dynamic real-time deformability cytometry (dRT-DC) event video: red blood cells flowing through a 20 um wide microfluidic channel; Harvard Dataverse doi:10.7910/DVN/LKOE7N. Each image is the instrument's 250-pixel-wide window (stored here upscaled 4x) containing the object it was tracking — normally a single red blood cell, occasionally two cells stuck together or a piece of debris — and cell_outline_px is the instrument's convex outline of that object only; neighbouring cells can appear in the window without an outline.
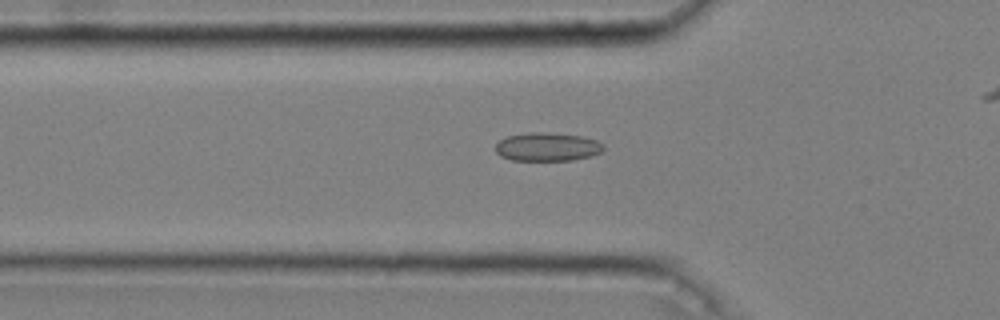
{"species": "common noctule bat (a hibernating species)", "species_latin": "Nyctalus noctula", "temperature_condition": "cold", "stored_images_in_passage": 44, "camera_frame_rate_fps": 3000, "um_per_image_px": 0.085, "animal": {"sex": "male", "body_mass_g": 20.4}, "frame": {"image": 1, "passage_image": 17, "time_ms": 5.333, "image_size_px": [1000, 320], "cell_outline_px": [[604, 148], [600, 152], [592, 156], [572, 160], [512, 160], [500, 156], [496, 152], [496, 144], [500, 140], [508, 136], [528, 132], [548, 132], [584, 136], [596, 140], [604, 144]], "centroid_in_image_um": [46.54, 12.47], "position_along_channel_um": 79.3, "area_um2": 18.03}}
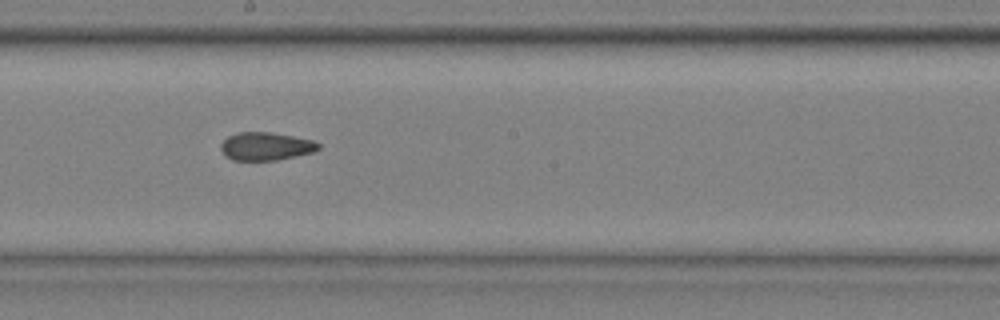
{"frame": {"image": 2, "passage_image": 29, "time_ms": 9.333, "image_size_px": [1000, 320], "cell_outline_px": [[320, 148], [312, 152], [276, 160], [232, 160], [224, 156], [220, 148], [220, 144], [228, 136], [240, 132], [268, 132], [292, 136], [312, 140], [320, 144]], "centroid_in_image_um": [22.55, 12.44], "position_along_channel_um": 225.6, "area_um2": 15.84}}
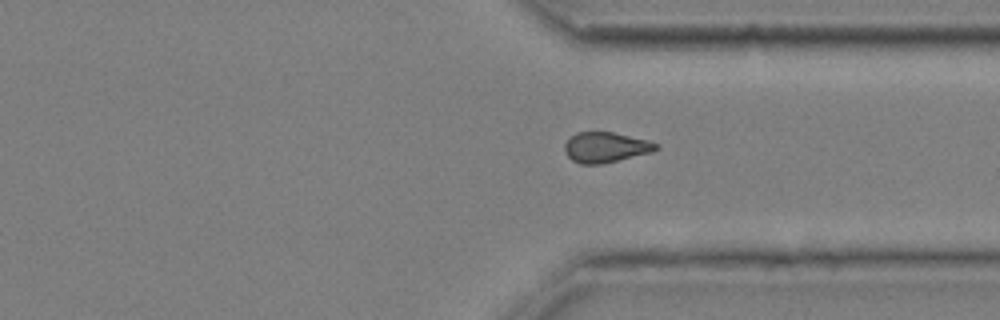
{"frame": {"image": 3, "passage_image": 40, "time_ms": 13.0, "image_size_px": [1000, 320], "cell_outline_px": [[660, 148], [652, 152], [604, 164], [580, 164], [572, 160], [564, 152], [564, 144], [576, 132], [612, 132], [648, 140], [660, 144]], "centroid_in_image_um": [51.5, 12.53], "position_along_channel_um": 359.9, "area_um2": 16.3}}